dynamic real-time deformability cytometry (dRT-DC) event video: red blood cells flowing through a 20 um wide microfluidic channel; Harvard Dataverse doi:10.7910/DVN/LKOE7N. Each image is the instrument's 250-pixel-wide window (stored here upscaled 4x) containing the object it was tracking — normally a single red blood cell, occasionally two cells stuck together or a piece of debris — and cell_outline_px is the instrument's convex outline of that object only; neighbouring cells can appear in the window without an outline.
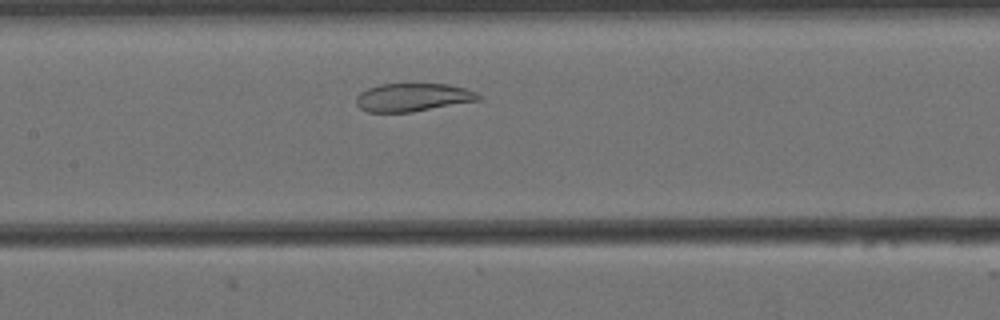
{"species": "Egyptian fruit bat (a non-hibernating species)", "species_latin": "Rousettus aegyptiacus", "temperature_condition": "cold", "stored_images_in_passage": 47, "camera_frame_rate_fps": 3000, "um_per_image_px": 0.085, "animal": {"sex": "female"}, "frame": {"image": 1, "passage_image": 15, "time_ms": 4.667, "image_size_px": [1000, 320], "cell_outline_px": [[480, 100], [412, 112], [368, 112], [360, 108], [356, 104], [356, 96], [360, 92], [368, 88], [380, 84], [448, 84], [464, 88], [476, 92], [480, 96]], "centroid_in_image_um": [35.07, 8.27], "position_along_channel_um": 172.3, "area_um2": 20.0}}
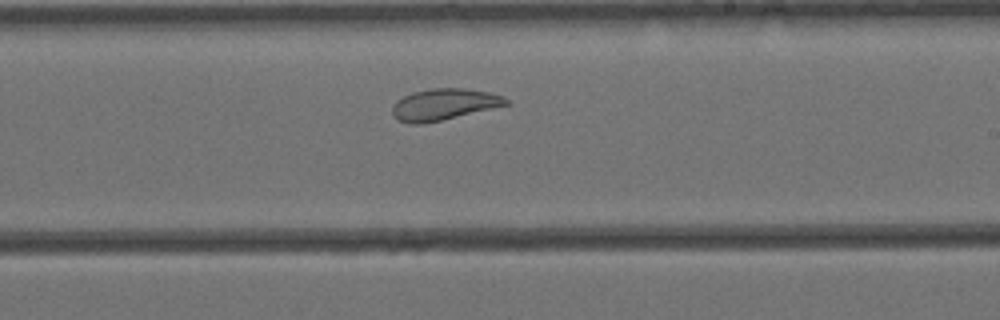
{"frame": {"image": 2, "passage_image": 22, "time_ms": 7.0, "image_size_px": [1000, 320], "cell_outline_px": [[512, 104], [424, 124], [408, 124], [400, 120], [392, 112], [392, 108], [396, 100], [412, 92], [432, 88], [464, 88], [488, 92], [504, 96]], "centroid_in_image_um": [37.76, 8.87], "position_along_channel_um": 251.2, "area_um2": 20.87}}
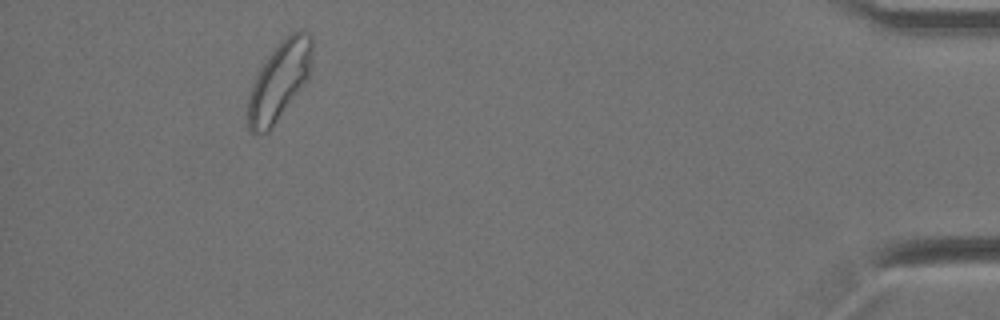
{"frame": {"image": 3, "passage_image": 42, "time_ms": 13.667, "image_size_px": [1000, 320], "cell_outline_px": [[312, 60], [308, 76], [268, 132], [248, 132], [248, 96], [252, 84], [260, 68], [268, 56], [280, 40], [292, 32], [300, 28], [308, 32], [312, 36]], "centroid_in_image_um": [23.73, 6.81], "position_along_channel_um": 411.5, "area_um2": 28.78}, "authors_computed_cell_mechanics": {"area_um2": 24.4494, "velocity_mm_per_s": 3.4, "shape_relaxation_time_tau1_ms": null, "shape_relaxation_time_tau2_ms": 2.6279, "deformation_change_tau1": null, "deformation_change_tau2": 0.075}}